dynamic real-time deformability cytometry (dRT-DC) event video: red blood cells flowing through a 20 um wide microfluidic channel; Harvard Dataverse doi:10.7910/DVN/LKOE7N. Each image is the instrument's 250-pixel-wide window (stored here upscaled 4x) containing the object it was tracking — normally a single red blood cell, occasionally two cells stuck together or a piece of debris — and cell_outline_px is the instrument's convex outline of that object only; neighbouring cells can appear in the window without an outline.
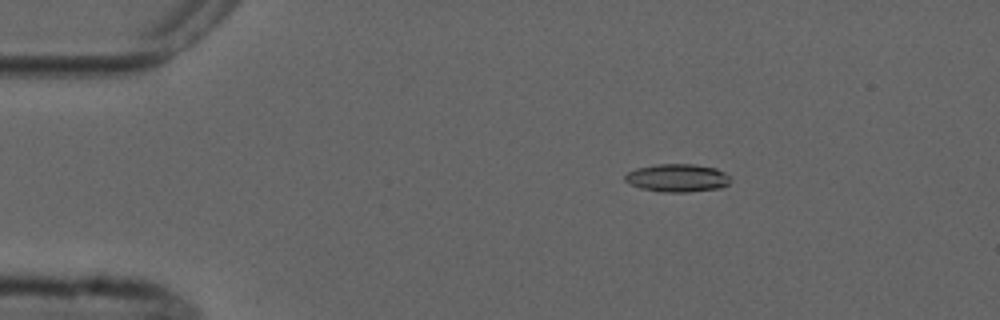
{"species": "common noctule bat (a hibernating species)", "species_latin": "Nyctalus noctula", "temperature_condition": "cold", "stored_images_in_passage": 5, "camera_frame_rate_fps": 3000, "um_per_image_px": 0.085, "animal": {"sex": "male", "forearm_length_mm": 52.5}, "frame": {"image": 1, "passage_image": 3, "time_ms": 2.333, "image_size_px": [1000, 320], "cell_outline_px": [[732, 180], [728, 184], [720, 188], [688, 192], [664, 192], [640, 188], [624, 180], [624, 176], [628, 172], [636, 168], [656, 164], [692, 164], [716, 168], [724, 172]], "centroid_in_image_um": [57.58, 15.12], "position_along_channel_um": 27.4, "area_um2": 17.17}}
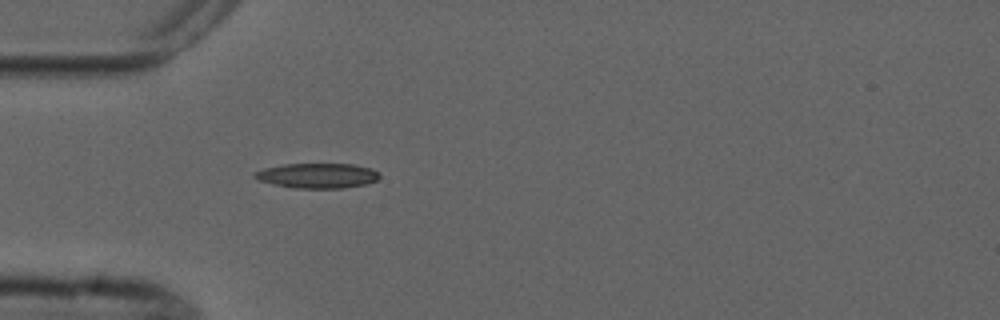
{"frame": {"image": 2, "passage_image": 5, "time_ms": 4.667, "image_size_px": [1000, 320], "cell_outline_px": [[380, 176], [376, 180], [364, 184], [340, 188], [292, 188], [272, 184], [256, 180], [252, 176], [256, 172], [264, 168], [284, 164], [352, 164], [372, 168], [380, 172]], "centroid_in_image_um": [26.96, 14.93], "position_along_channel_um": 58.0, "area_um2": 18.21}}